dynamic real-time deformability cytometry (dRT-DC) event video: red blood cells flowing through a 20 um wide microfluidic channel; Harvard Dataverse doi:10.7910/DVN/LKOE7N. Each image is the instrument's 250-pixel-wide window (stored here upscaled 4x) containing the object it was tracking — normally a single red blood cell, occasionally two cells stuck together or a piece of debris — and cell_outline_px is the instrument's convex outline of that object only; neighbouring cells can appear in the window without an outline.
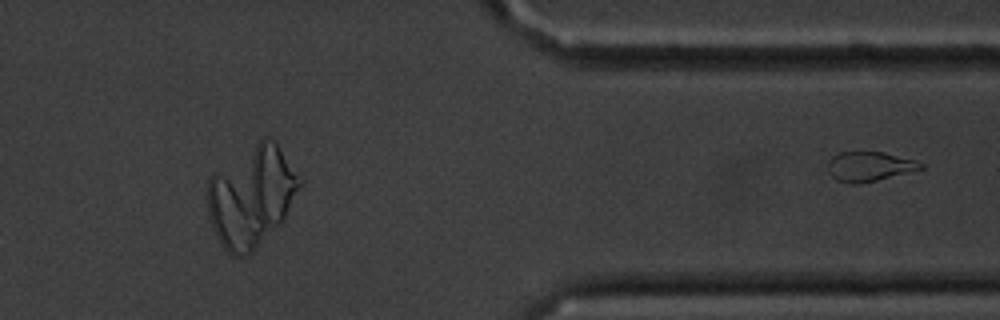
{"species": "common noctule bat (a hibernating species)", "species_latin": "Nyctalus noctula", "temperature_condition": "cold", "stored_images_in_passage": 51, "segment_of_instrument_passage": [2, 2], "camera_frame_rate_fps": 3000, "um_per_image_px": 0.085, "animal": {"sex": "male", "body_mass_g": 20.1, "forearm_length_mm": 53.5}, "frame": {"image": 1, "passage_image": 51, "time_ms": 16.667, "image_size_px": [1000, 320], "cell_outline_px": [[924, 168], [876, 180], [856, 184], [852, 184], [836, 180], [828, 172], [828, 160], [832, 156], [840, 152], [884, 152], [916, 160], [924, 164]], "centroid_in_image_um": [73.88, 14.14], "position_along_channel_um": 337.5, "area_um2": 15.95}}